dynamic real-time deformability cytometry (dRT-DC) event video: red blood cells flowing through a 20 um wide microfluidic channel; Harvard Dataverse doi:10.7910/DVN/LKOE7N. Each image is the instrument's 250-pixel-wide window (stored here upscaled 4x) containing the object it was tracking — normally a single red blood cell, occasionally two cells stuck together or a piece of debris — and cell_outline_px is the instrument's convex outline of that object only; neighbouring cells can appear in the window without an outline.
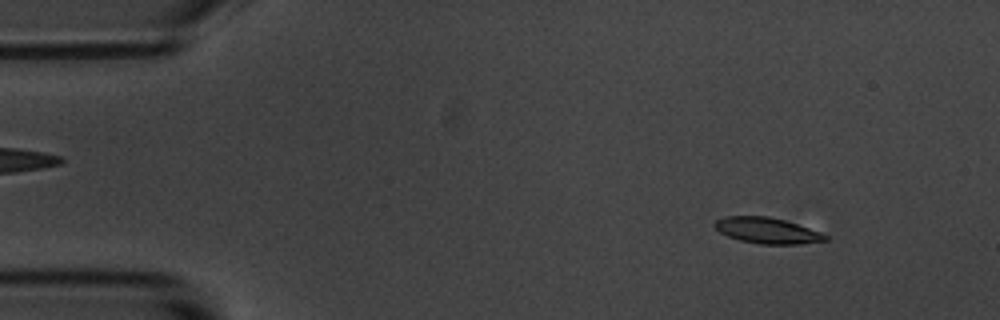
{"species": "common noctule bat (a hibernating species)", "species_latin": "Nyctalus noctula", "temperature_condition": "room temperature", "stored_images_in_passage": 8, "camera_frame_rate_fps": 3000, "um_per_image_px": 0.085, "animal": {"sex": "male", "body_mass_g": 20.1, "forearm_length_mm": 53.5}, "frame": {"image": 1, "passage_image": 1, "time_ms": 0.0, "image_size_px": [1000, 320], "cell_outline_px": [[828, 240], [800, 244], [760, 244], [740, 240], [728, 236], [720, 232], [712, 224], [716, 220], [724, 216], [768, 216], [788, 220], [820, 232], [828, 236]], "centroid_in_image_um": [65.21, 19.58], "position_along_channel_um": 19.8, "area_um2": 16.82}}
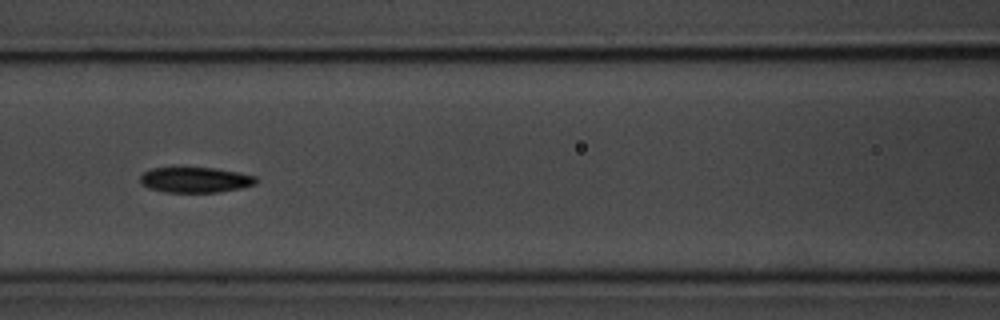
{"frame": {"image": 2, "passage_image": 6, "time_ms": 6.0, "image_size_px": [1000, 320], "cell_outline_px": [[256, 184], [240, 188], [216, 192], [164, 192], [148, 188], [140, 184], [140, 176], [144, 172], [152, 168], [216, 168], [256, 176]], "centroid_in_image_um": [16.56, 15.29], "position_along_channel_um": 150.0, "area_um2": 17.05}}
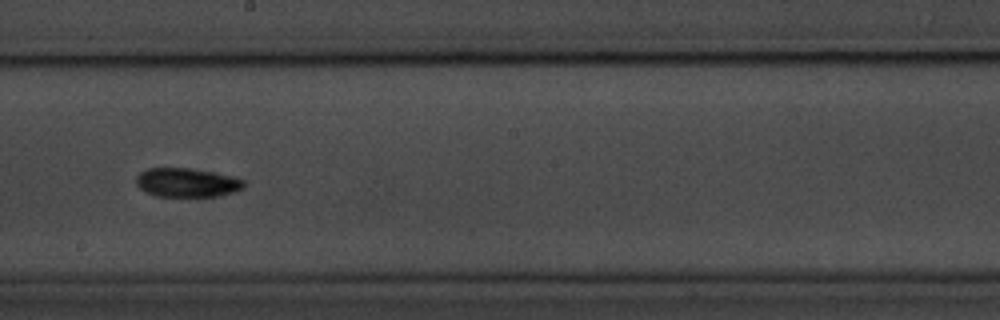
{"frame": {"image": 3, "passage_image": 8, "time_ms": 8.333, "image_size_px": [1000, 320], "cell_outline_px": [[248, 184], [244, 188], [236, 192], [220, 196], [156, 196], [144, 192], [136, 184], [136, 176], [140, 172], [148, 168], [192, 168], [232, 176], [244, 180]], "centroid_in_image_um": [15.92, 15.52], "position_along_channel_um": 232.3, "area_um2": 18.44}}